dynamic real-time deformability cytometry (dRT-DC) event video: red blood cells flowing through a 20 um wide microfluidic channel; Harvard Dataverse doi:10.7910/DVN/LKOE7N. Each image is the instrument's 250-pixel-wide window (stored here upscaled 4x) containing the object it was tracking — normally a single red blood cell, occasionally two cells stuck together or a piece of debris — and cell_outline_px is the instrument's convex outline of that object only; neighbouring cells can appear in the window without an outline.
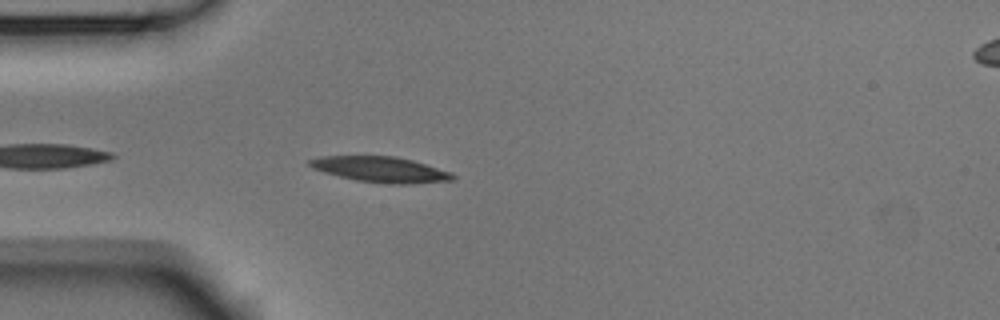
{"species": "Egyptian fruit bat (a non-hibernating species)", "species_latin": "Rousettus aegyptiacus", "temperature_condition": "room temperature", "stored_images_in_passage": 3, "camera_frame_rate_fps": 3000, "um_per_image_px": 0.085, "animal": {"sex": "male"}, "frame": {"image": 1, "passage_image": 3, "time_ms": 0.667, "image_size_px": [1000, 320], "cell_outline_px": [[456, 180], [408, 184], [392, 184], [356, 180], [324, 172], [312, 168], [308, 164], [308, 160], [320, 156], [396, 156], [412, 160], [452, 172], [456, 176]], "centroid_in_image_um": [32.38, 14.4], "position_along_channel_um": 52.6, "area_um2": 21.33}}